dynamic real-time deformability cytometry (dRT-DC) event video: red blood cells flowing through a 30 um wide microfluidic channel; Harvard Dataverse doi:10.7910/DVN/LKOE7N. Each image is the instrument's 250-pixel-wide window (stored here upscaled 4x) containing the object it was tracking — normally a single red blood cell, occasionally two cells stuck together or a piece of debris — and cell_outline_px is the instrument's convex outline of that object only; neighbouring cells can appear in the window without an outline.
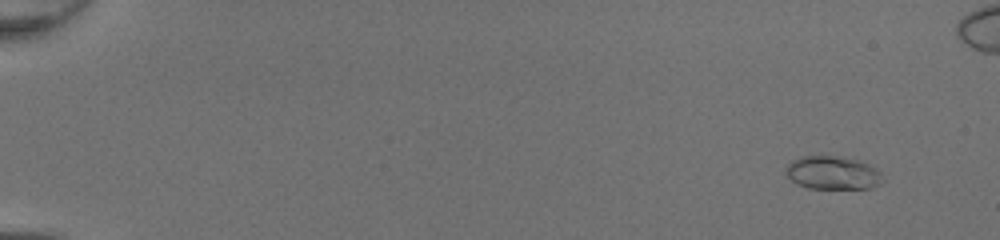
{"species": "common noctule bat (a hibernating species)", "species_latin": "Nyctalus noctula", "temperature_condition": "room temperature", "stored_images_in_passage": 53, "segment_of_instrument_passage": [1, 2], "camera_frame_rate_fps": 3000, "um_per_image_px": 0.085, "animal": {"sex": "female", "body_mass_g": 20.0, "forearm_length_mm": 54.0}, "frame": {"image": 1, "passage_image": 5, "time_ms": 1.333, "image_size_px": [1000, 240], "cell_outline_px": [[880, 184], [872, 188], [808, 188], [796, 184], [784, 172], [788, 164], [792, 160], [800, 156], [840, 156], [860, 160], [876, 168], [880, 172]], "centroid_in_image_um": [70.75, 14.68], "position_along_channel_um": 14.3, "area_um2": 18.79}}
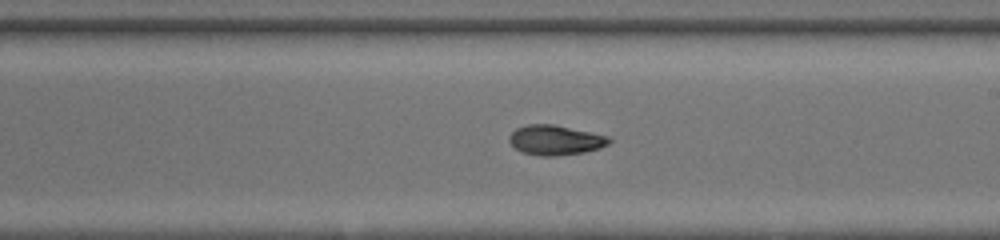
{"frame": {"image": 2, "passage_image": 33, "time_ms": 10.667, "image_size_px": [1000, 240], "cell_outline_px": [[612, 140], [608, 144], [600, 148], [584, 152], [556, 156], [540, 156], [520, 152], [508, 140], [508, 136], [516, 128], [528, 124], [552, 124], [608, 136]], "centroid_in_image_um": [47.18, 11.91], "position_along_channel_um": 241.8, "area_um2": 17.34}}
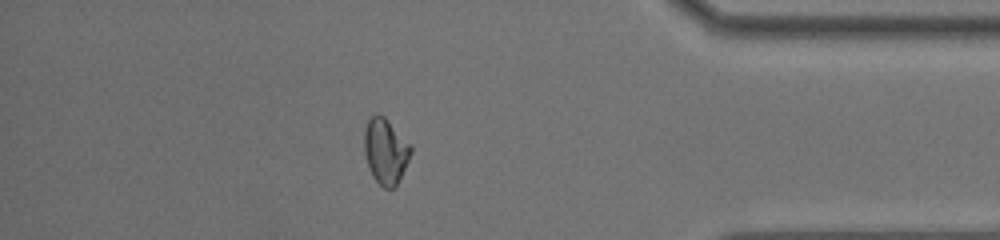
{"frame": {"image": 3, "passage_image": 46, "time_ms": 15.0, "image_size_px": [1000, 240], "cell_outline_px": [[412, 152], [396, 188], [384, 188], [372, 176], [368, 168], [364, 152], [364, 128], [368, 120], [372, 116], [384, 116], [412, 144]], "centroid_in_image_um": [32.78, 12.86], "position_along_channel_um": 402.4, "area_um2": 17.98}}